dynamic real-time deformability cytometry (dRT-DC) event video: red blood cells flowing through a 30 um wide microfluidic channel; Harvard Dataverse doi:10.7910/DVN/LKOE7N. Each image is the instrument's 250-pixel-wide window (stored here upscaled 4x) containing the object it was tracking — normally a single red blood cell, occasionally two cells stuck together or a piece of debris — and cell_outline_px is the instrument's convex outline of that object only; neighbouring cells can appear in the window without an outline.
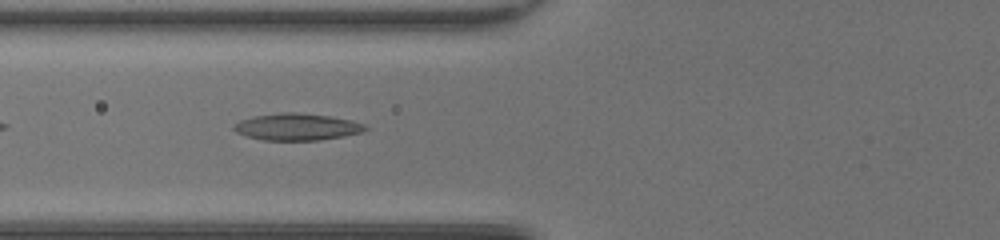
{"species": "common noctule bat (a hibernating species)", "species_latin": "Nyctalus noctula", "temperature_condition": "room temperature", "stored_images_in_passage": 32, "camera_frame_rate_fps": 3000, "um_per_image_px": 0.085, "animal": {"sex": "female", "body_mass_g": 20.0, "forearm_length_mm": 54.0}, "frame": {"image": 1, "passage_image": 4, "time_ms": 1.0, "image_size_px": [1000, 240], "cell_outline_px": [[368, 128], [364, 132], [344, 136], [320, 140], [264, 140], [248, 136], [236, 132], [232, 128], [232, 124], [240, 120], [252, 116], [280, 112], [296, 112], [332, 116], [352, 120], [364, 124]], "centroid_in_image_um": [25.24, 10.77], "position_along_channel_um": 100.6, "area_um2": 20.81}}
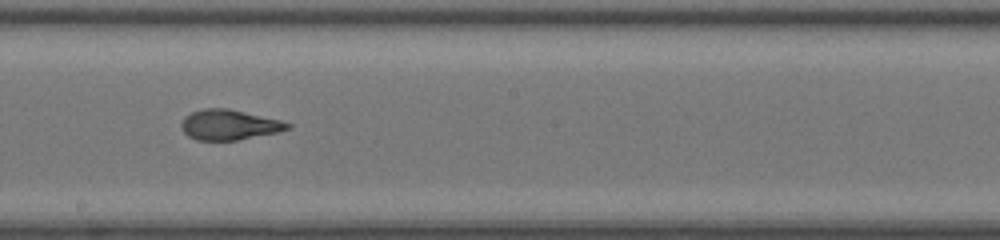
{"frame": {"image": 2, "passage_image": 13, "time_ms": 4.0, "image_size_px": [1000, 240], "cell_outline_px": [[292, 128], [280, 132], [236, 140], [196, 140], [188, 136], [184, 132], [180, 124], [184, 116], [192, 112], [204, 108], [228, 108], [280, 120], [292, 124]], "centroid_in_image_um": [19.49, 10.61], "position_along_channel_um": 228.7, "area_um2": 18.79}}
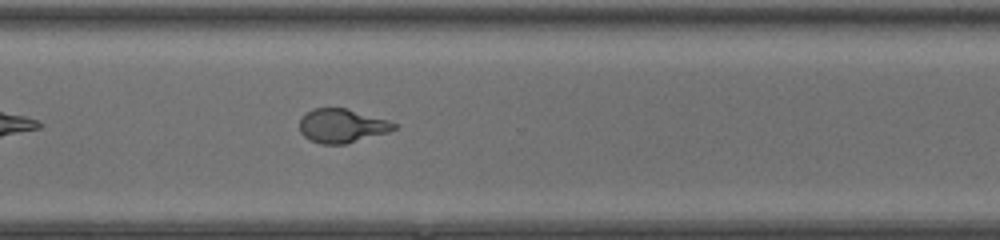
{"frame": {"image": 3, "passage_image": 21, "time_ms": 6.667, "image_size_px": [1000, 240], "cell_outline_px": [[400, 124], [396, 128], [388, 132], [344, 144], [320, 144], [308, 140], [300, 132], [300, 116], [304, 112], [312, 108], [348, 108], [388, 120]], "centroid_in_image_um": [29.04, 10.68], "position_along_channel_um": 341.6, "area_um2": 18.9}, "authors_computed_cell_mechanics": {"area_um2": 18.8139, "velocity_mm_per_s": 4.2519, "shape_relaxation_time_tau1_ms": null, "shape_relaxation_time_tau2_ms": 0.9385, "deformation_change_tau1": null, "deformation_change_tau2": 0.0856}}